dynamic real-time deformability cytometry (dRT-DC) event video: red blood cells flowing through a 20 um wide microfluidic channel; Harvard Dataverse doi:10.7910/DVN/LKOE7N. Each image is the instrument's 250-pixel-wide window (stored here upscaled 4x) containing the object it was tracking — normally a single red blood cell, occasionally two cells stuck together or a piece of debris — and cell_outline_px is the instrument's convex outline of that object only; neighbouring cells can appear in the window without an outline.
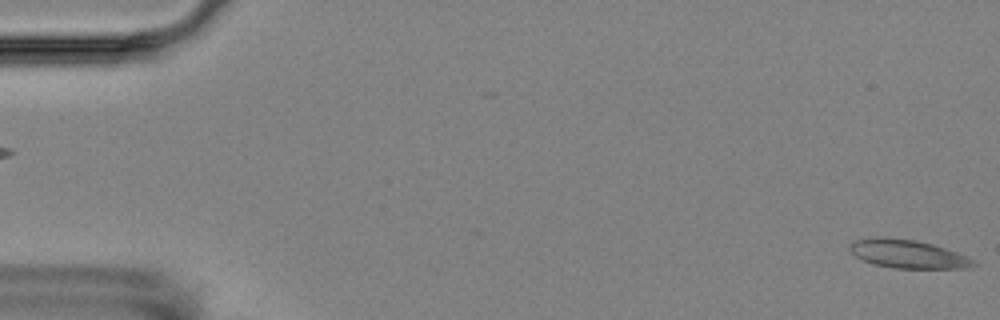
{"species": "Egyptian fruit bat (a non-hibernating species)", "species_latin": "Rousettus aegyptiacus", "temperature_condition": "room temperature", "stored_images_in_passage": 2, "camera_frame_rate_fps": 3000, "um_per_image_px": 0.085, "animal": {"sex": "female"}, "frame": {"image": 1, "passage_image": 2, "time_ms": 1.0, "image_size_px": [1000, 320], "cell_outline_px": [[976, 264], [968, 268], [892, 268], [872, 264], [856, 256], [848, 248], [848, 244], [856, 240], [876, 236], [888, 236], [916, 240], [932, 244], [968, 256]], "centroid_in_image_um": [77.11, 21.57], "position_along_channel_um": 7.9, "area_um2": 20.58}}